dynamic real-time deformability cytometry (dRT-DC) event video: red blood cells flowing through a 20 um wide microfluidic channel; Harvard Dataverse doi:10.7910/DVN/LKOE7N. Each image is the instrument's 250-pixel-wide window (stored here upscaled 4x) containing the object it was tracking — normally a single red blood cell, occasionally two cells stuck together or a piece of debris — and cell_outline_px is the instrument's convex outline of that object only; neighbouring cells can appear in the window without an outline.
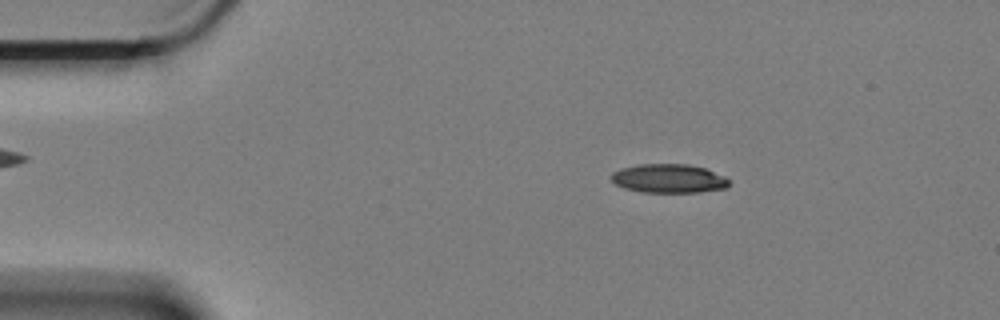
{"species": "Egyptian fruit bat (a non-hibernating species)", "species_latin": "Rousettus aegyptiacus", "temperature_condition": "cold", "stored_images_in_passage": 56, "camera_frame_rate_fps": 3000, "um_per_image_px": 0.085, "animal": {"sex": "female"}, "frame": {"image": 1, "passage_image": 7, "time_ms": 2.0, "image_size_px": [1000, 320], "cell_outline_px": [[728, 188], [700, 192], [640, 192], [624, 188], [616, 184], [612, 180], [612, 172], [620, 168], [640, 164], [688, 164], [704, 168], [724, 176], [728, 180]], "centroid_in_image_um": [56.83, 15.17], "position_along_channel_um": 28.2, "area_um2": 19.77}}
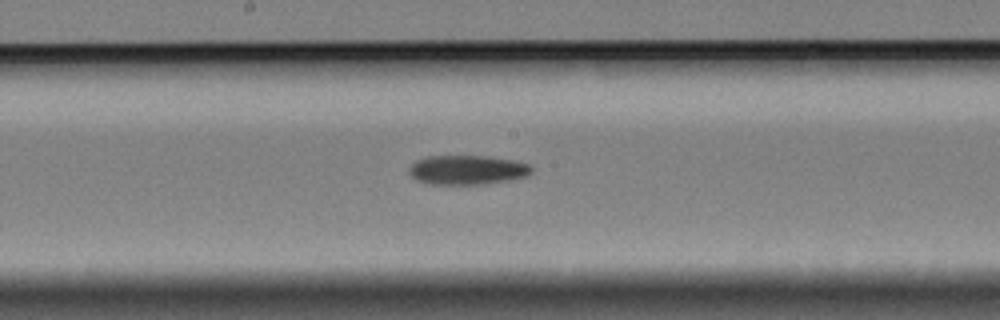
{"frame": {"image": 2, "passage_image": 28, "time_ms": 9.0, "image_size_px": [1000, 320], "cell_outline_px": [[532, 172], [528, 176], [512, 180], [484, 184], [428, 184], [416, 180], [408, 172], [408, 168], [416, 160], [428, 156], [484, 156], [512, 160], [528, 164], [532, 168]], "centroid_in_image_um": [39.71, 14.45], "position_along_channel_um": 208.5, "area_um2": 21.04}}
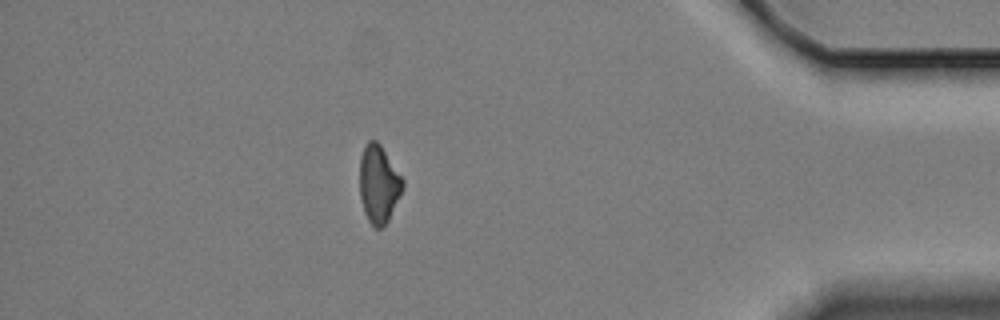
{"frame": {"image": 3, "passage_image": 49, "time_ms": 16.0, "image_size_px": [1000, 320], "cell_outline_px": [[404, 188], [388, 220], [380, 228], [376, 228], [368, 220], [364, 212], [360, 196], [360, 156], [368, 140], [376, 140], [380, 144], [404, 180]], "centroid_in_image_um": [32.19, 15.64], "position_along_channel_um": 403.0, "area_um2": 19.36}, "authors_computed_cell_mechanics": {"area_um2": 20.3167, "velocity_mm_per_s": 3.3611, "shape_relaxation_time_tau1_ms": 6.7331, "shape_relaxation_time_tau2_ms": null, "deformation_change_tau1": 0.1592, "deformation_change_tau2": null}}